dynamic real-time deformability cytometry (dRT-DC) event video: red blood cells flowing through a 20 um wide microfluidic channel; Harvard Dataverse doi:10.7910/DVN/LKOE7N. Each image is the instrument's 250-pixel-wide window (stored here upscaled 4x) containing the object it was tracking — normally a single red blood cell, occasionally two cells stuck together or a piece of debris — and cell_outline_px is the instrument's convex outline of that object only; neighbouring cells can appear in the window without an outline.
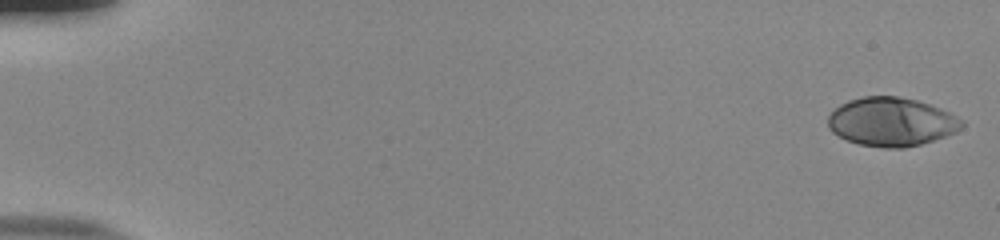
{"species": "human", "species_latin": "Homo sapiens", "temperature_condition": "room temperature", "stored_images_in_passage": 54, "camera_frame_rate_fps": 3000, "um_per_image_px": 0.085, "donor": {"sex": "male"}, "frame": {"image": 1, "passage_image": 1, "time_ms": 0.0, "image_size_px": [1000, 240], "cell_outline_px": [[964, 124], [956, 132], [920, 144], [904, 148], [884, 148], [860, 144], [848, 140], [832, 132], [828, 128], [828, 116], [840, 104], [848, 100], [864, 96], [900, 96], [916, 100], [940, 108], [964, 120]], "centroid_in_image_um": [75.76, 10.35], "position_along_channel_um": 9.2, "area_um2": 37.8}}
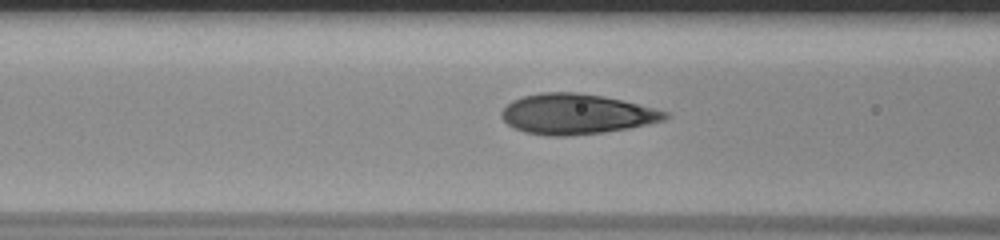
{"frame": {"image": 2, "passage_image": 23, "time_ms": 7.333, "image_size_px": [1000, 240], "cell_outline_px": [[668, 116], [664, 120], [648, 124], [628, 128], [604, 132], [572, 136], [548, 136], [524, 132], [512, 128], [500, 116], [500, 112], [512, 100], [524, 96], [540, 92], [576, 92], [604, 96], [668, 112]], "centroid_in_image_um": [48.93, 9.7], "position_along_channel_um": 117.7, "area_um2": 38.32}}
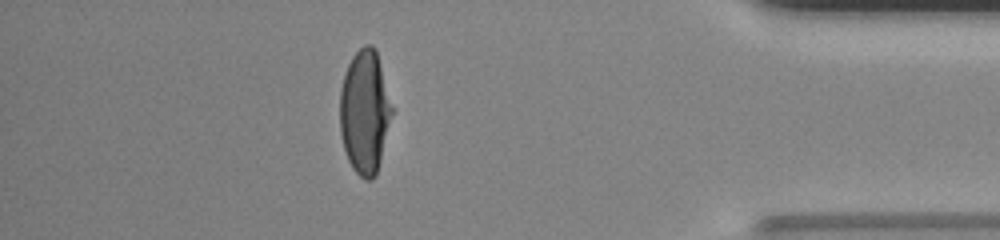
{"frame": {"image": 3, "passage_image": 48, "time_ms": 15.667, "image_size_px": [1000, 240], "cell_outline_px": [[392, 112], [376, 176], [372, 180], [364, 180], [352, 168], [348, 160], [344, 148], [340, 132], [340, 88], [344, 72], [352, 56], [364, 44], [372, 44], [376, 48], [392, 108]], "centroid_in_image_um": [30.98, 9.49], "position_along_channel_um": 404.2, "area_um2": 37.28}, "authors_computed_cell_mechanics": {"area_um2": 38.0324, "velocity_mm_per_s": 3.8446, "shape_relaxation_time_tau1_ms": 5.2182, "shape_relaxation_time_tau2_ms": null, "deformation_change_tau1": 0.2371, "deformation_change_tau2": null}}